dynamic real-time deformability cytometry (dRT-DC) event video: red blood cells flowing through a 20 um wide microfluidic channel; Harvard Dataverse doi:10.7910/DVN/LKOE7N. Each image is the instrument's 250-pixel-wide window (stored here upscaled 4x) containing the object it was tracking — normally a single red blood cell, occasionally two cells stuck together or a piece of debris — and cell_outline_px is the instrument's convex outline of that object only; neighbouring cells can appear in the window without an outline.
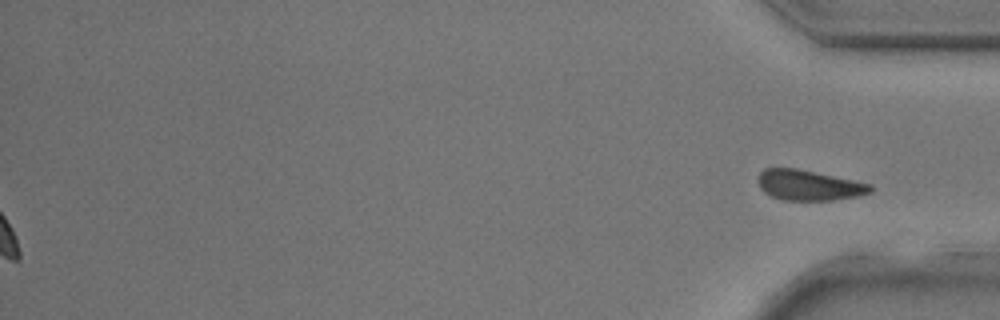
{"species": "common noctule bat (a hibernating species)", "species_latin": "Nyctalus noctula", "temperature_condition": "room temperature", "stored_images_in_passage": 29, "segment_of_instrument_passage": [2, 2], "camera_frame_rate_fps": 3000, "um_per_image_px": 0.085, "animal": {"sex": "male", "body_mass_g": 17.9, "forearm_length_mm": 54.2}, "frame": {"image": 1, "passage_image": 29, "time_ms": 9.333, "image_size_px": [1000, 320], "cell_outline_px": [[872, 192], [856, 196], [832, 200], [784, 200], [772, 196], [764, 192], [760, 188], [756, 180], [760, 172], [764, 168], [796, 168], [872, 184]], "centroid_in_image_um": [68.72, 15.74], "position_along_channel_um": 366.5, "area_um2": 19.83}}